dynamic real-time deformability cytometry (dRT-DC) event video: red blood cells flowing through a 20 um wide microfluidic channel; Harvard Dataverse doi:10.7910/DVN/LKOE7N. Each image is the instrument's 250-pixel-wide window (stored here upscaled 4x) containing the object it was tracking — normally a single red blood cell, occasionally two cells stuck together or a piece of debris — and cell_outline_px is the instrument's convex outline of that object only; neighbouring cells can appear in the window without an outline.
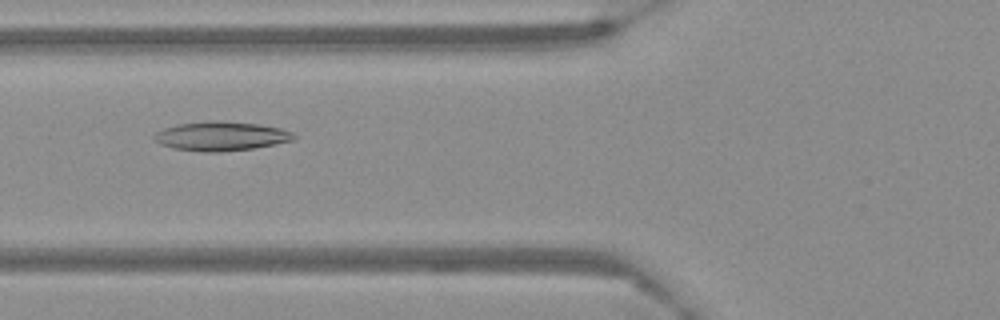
{"species": "Egyptian fruit bat (a non-hibernating species)", "species_latin": "Rousettus aegyptiacus", "temperature_condition": "warm", "stored_images_in_passage": 60, "camera_frame_rate_fps": 3000, "um_per_image_px": 0.085, "frame": {"image": 1, "passage_image": 24, "time_ms": 7.667, "image_size_px": [1000, 320], "cell_outline_px": [[296, 140], [276, 144], [252, 148], [220, 152], [200, 152], [172, 148], [160, 144], [152, 136], [156, 132], [164, 128], [176, 124], [208, 120], [216, 120], [260, 124], [280, 128], [292, 132], [296, 136]], "centroid_in_image_um": [18.78, 11.57], "position_along_channel_um": 107.0, "area_um2": 23.99}}
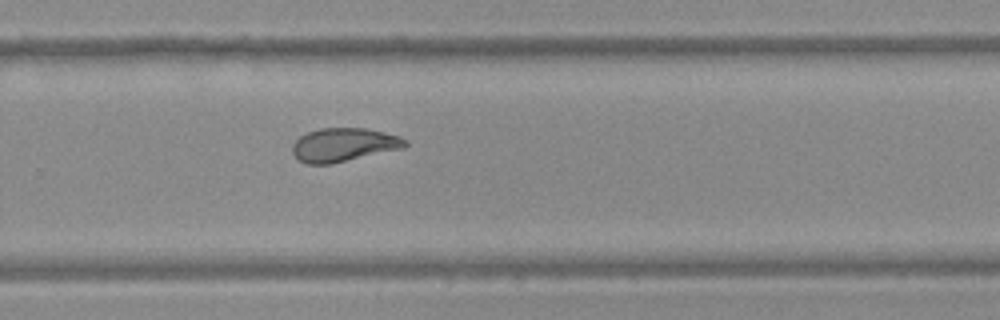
{"frame": {"image": 2, "passage_image": 41, "time_ms": 13.333, "image_size_px": [1000, 320], "cell_outline_px": [[408, 144], [404, 148], [332, 164], [304, 164], [292, 152], [292, 144], [300, 136], [308, 132], [320, 128], [364, 128], [384, 132], [400, 136], [408, 140]], "centroid_in_image_um": [29.23, 12.31], "position_along_channel_um": 300.6, "area_um2": 22.2}}
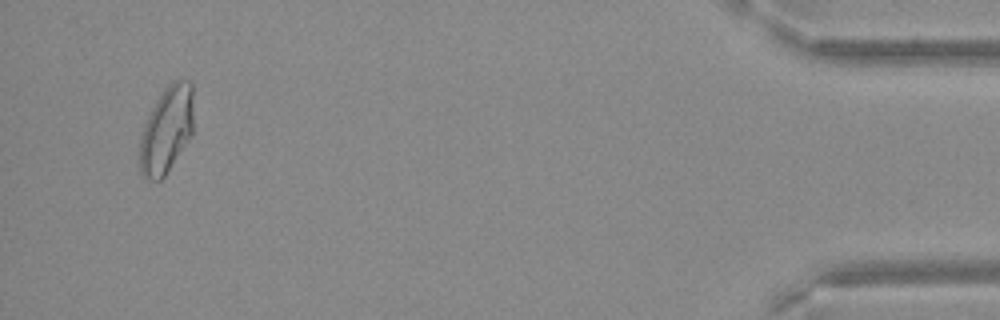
{"frame": {"image": 3, "passage_image": 58, "time_ms": 19.0, "image_size_px": [1000, 320], "cell_outline_px": [[192, 132], [164, 176], [160, 180], [148, 180], [140, 176], [140, 136], [144, 124], [160, 92], [172, 80], [192, 80]], "centroid_in_image_um": [14.13, 11.0], "position_along_channel_um": 421.1, "area_um2": 26.93}}